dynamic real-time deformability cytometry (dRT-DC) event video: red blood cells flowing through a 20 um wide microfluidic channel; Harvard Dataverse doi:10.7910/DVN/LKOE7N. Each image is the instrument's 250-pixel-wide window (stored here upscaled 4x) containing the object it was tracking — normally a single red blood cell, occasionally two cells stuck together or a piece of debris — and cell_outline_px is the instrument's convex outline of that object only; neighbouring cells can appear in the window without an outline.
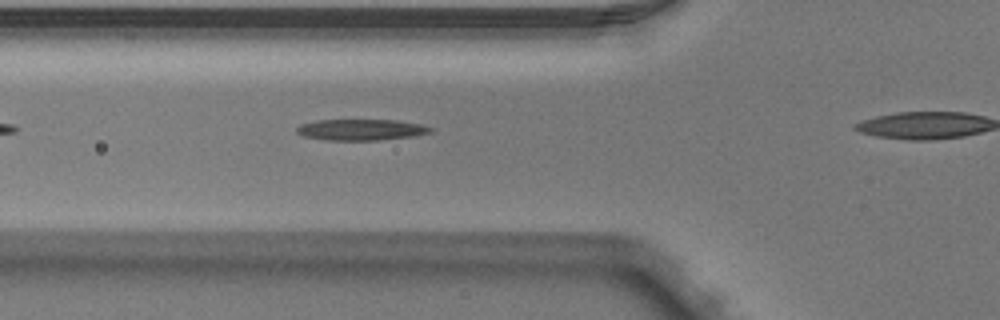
{"species": "Egyptian fruit bat (a non-hibernating species)", "species_latin": "Rousettus aegyptiacus", "temperature_condition": "warm", "stored_images_in_passage": 11, "camera_frame_rate_fps": 3000, "um_per_image_px": 0.085, "animal": {"sex": "male"}, "frame": {"image": 1, "passage_image": 4, "time_ms": 1.0, "image_size_px": [1000, 320], "cell_outline_px": [[432, 132], [412, 136], [380, 140], [324, 140], [304, 136], [296, 132], [296, 128], [300, 124], [316, 120], [396, 120], [420, 124], [432, 128]], "centroid_in_image_um": [30.66, 11.02], "position_along_channel_um": 95.1, "area_um2": 16.42}}
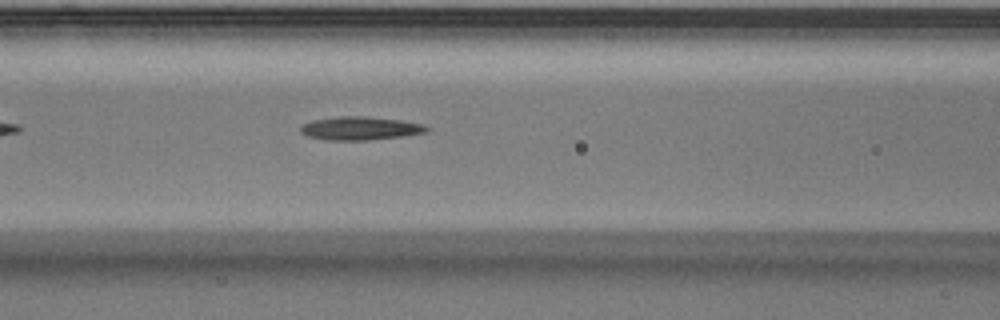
{"frame": {"image": 2, "passage_image": 7, "time_ms": 2.0, "image_size_px": [1000, 320], "cell_outline_px": [[428, 132], [404, 136], [368, 140], [324, 140], [308, 136], [300, 132], [300, 128], [304, 124], [312, 120], [340, 116], [364, 116], [400, 120], [424, 124], [428, 128]], "centroid_in_image_um": [30.62, 10.91], "position_along_channel_um": 136.0, "area_um2": 17.17}}